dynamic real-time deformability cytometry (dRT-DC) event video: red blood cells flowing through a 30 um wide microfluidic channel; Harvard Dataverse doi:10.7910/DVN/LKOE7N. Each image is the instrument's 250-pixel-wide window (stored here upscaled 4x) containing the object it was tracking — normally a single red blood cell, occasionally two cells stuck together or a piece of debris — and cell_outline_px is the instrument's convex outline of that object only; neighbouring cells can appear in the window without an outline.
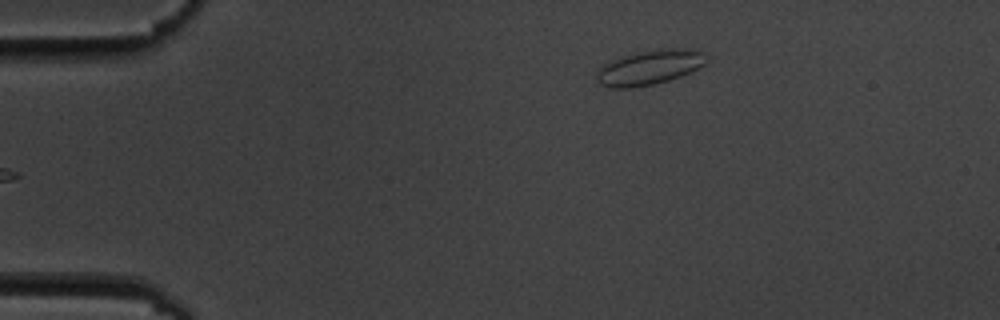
{"species": "common noctule bat (a hibernating species)", "species_latin": "Nyctalus noctula", "temperature_condition": "cold", "stored_images_in_passage": 4, "camera_frame_rate_fps": 3000, "um_per_image_px": 0.085, "animal": {"sex": "male", "body_mass_g": 19.5, "forearm_length_mm": 54.6}, "frame": {"image": 1, "passage_image": 4, "time_ms": 4.333, "image_size_px": [1000, 320], "cell_outline_px": [[708, 60], [700, 68], [692, 72], [668, 80], [652, 84], [632, 88], [608, 88], [600, 84], [596, 80], [596, 72], [608, 60], [640, 52], [664, 48], [692, 48], [704, 52]], "centroid_in_image_um": [55.22, 5.73], "position_along_channel_um": 29.8, "area_um2": 22.43}}